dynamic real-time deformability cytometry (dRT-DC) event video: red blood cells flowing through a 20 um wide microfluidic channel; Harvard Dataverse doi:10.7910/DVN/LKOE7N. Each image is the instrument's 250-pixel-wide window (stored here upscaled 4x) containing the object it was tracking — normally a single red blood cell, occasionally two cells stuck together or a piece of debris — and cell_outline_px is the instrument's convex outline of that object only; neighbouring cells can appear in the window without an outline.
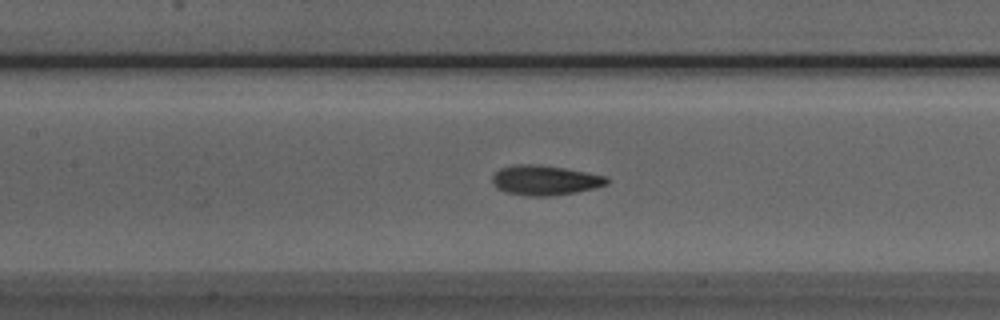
{"species": "Egyptian fruit bat (a non-hibernating species)", "species_latin": "Rousettus aegyptiacus", "temperature_condition": "room temperature", "stored_images_in_passage": 17, "camera_frame_rate_fps": 3000, "um_per_image_px": 0.085, "animal": {"sex": "male"}, "frame": {"image": 1, "passage_image": 12, "time_ms": 3.667, "image_size_px": [1000, 320], "cell_outline_px": [[608, 184], [576, 192], [548, 196], [524, 196], [504, 192], [496, 188], [492, 184], [492, 176], [500, 168], [512, 164], [540, 164], [564, 168], [608, 176]], "centroid_in_image_um": [46.27, 15.31], "position_along_channel_um": 161.1, "area_um2": 20.11}}
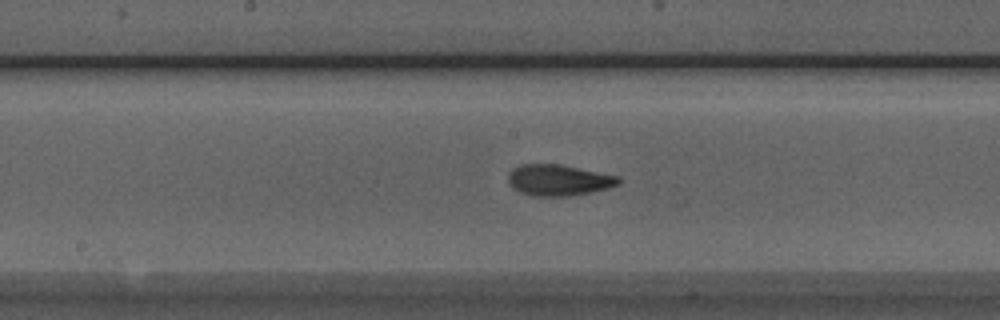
{"frame": {"image": 2, "passage_image": 15, "time_ms": 4.667, "image_size_px": [1000, 320], "cell_outline_px": [[620, 184], [608, 188], [592, 192], [568, 196], [532, 196], [520, 192], [512, 188], [508, 184], [508, 172], [512, 168], [520, 164], [560, 164], [620, 176]], "centroid_in_image_um": [47.46, 15.31], "position_along_channel_um": 200.7, "area_um2": 20.29}}